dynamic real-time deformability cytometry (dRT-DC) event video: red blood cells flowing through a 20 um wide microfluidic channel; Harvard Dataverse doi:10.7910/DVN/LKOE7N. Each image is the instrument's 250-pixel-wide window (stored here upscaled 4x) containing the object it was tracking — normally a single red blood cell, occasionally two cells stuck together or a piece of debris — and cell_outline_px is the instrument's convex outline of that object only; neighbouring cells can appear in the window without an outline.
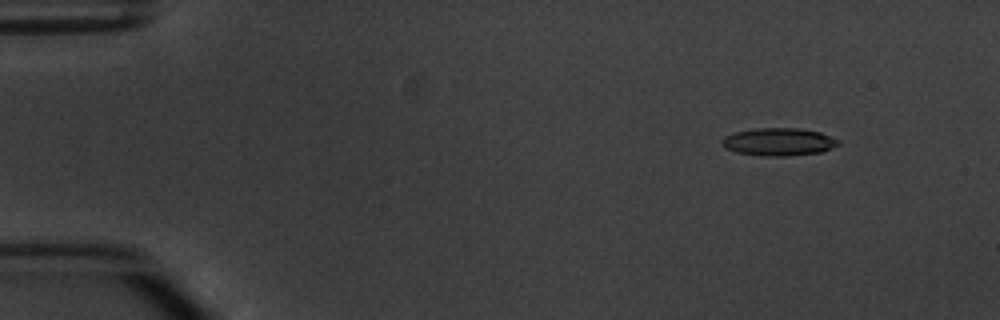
{"species": "common noctule bat (a hibernating species)", "species_latin": "Nyctalus noctula", "temperature_condition": "warm", "stored_images_in_passage": 4, "camera_frame_rate_fps": 3000, "um_per_image_px": 0.085, "animal": {"sex": "male", "body_mass_g": 20.1, "forearm_length_mm": 53.5}, "frame": {"image": 1, "passage_image": 2, "time_ms": 1.0, "image_size_px": [1000, 320], "cell_outline_px": [[840, 144], [832, 148], [820, 152], [788, 156], [764, 156], [736, 152], [724, 148], [720, 144], [720, 140], [724, 136], [732, 132], [756, 128], [796, 128], [820, 132], [840, 140]], "centroid_in_image_um": [66.14, 12.05], "position_along_channel_um": 18.9, "area_um2": 19.02}}
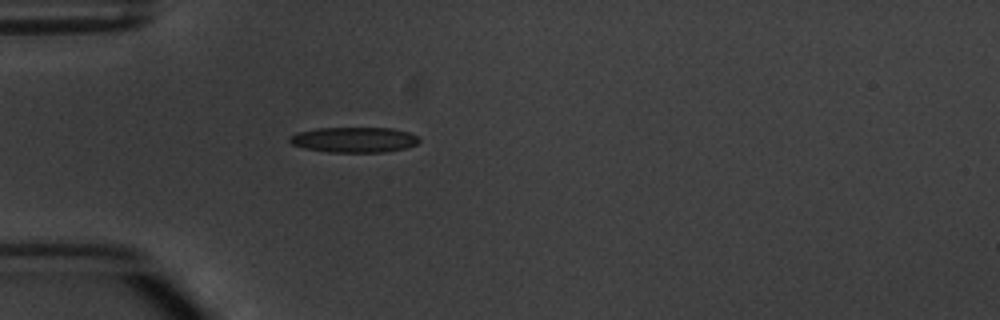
{"frame": {"image": 2, "passage_image": 4, "time_ms": 4.333, "image_size_px": [1000, 320], "cell_outline_px": [[420, 140], [416, 144], [404, 148], [384, 152], [328, 152], [304, 148], [292, 144], [288, 140], [288, 136], [296, 132], [316, 128], [392, 128], [408, 132], [416, 136]], "centroid_in_image_um": [30.04, 11.87], "position_along_channel_um": 55.0, "area_um2": 19.13}}